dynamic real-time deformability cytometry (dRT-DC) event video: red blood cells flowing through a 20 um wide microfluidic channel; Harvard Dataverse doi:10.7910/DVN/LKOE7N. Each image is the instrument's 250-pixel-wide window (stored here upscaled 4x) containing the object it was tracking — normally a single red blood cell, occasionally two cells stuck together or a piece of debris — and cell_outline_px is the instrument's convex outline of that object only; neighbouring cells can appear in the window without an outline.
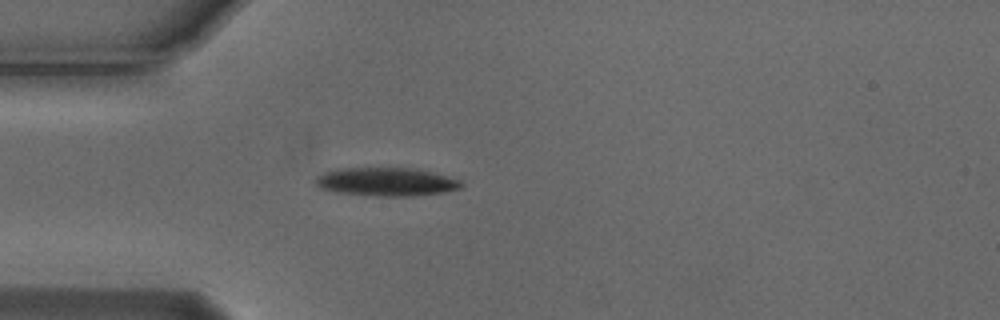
{"species": "Egyptian fruit bat (a non-hibernating species)", "species_latin": "Rousettus aegyptiacus", "temperature_condition": "cold", "stored_images_in_passage": 1, "camera_frame_rate_fps": 3000, "um_per_image_px": 0.085, "animal": {"sex": "male"}, "frame": {"image": 1, "passage_image": 1, "time_ms": 0.0, "image_size_px": [1000, 320], "cell_outline_px": [[464, 184], [460, 188], [444, 192], [412, 196], [376, 196], [336, 192], [320, 188], [316, 184], [316, 176], [324, 172], [340, 168], [412, 168], [432, 172], [460, 180]], "centroid_in_image_um": [32.83, 15.45], "position_along_channel_um": 52.2, "area_um2": 24.04}}